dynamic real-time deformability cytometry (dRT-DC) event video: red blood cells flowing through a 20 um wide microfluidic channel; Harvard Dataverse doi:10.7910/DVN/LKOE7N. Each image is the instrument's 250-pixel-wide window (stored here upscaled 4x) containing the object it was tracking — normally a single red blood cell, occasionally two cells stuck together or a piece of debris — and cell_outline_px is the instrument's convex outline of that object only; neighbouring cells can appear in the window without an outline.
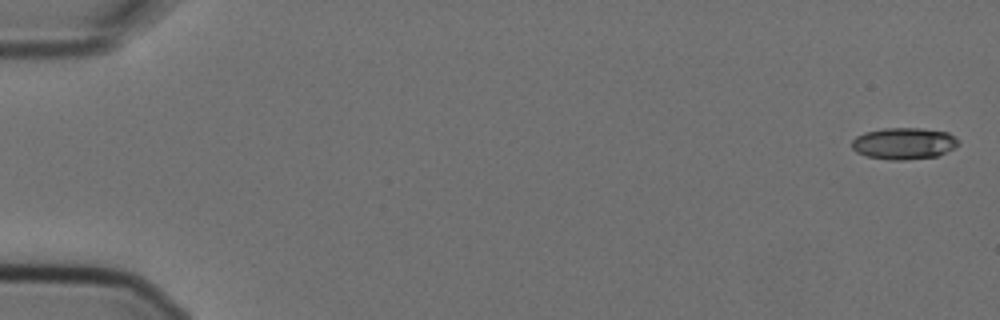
{"species": "Egyptian fruit bat (a non-hibernating species)", "species_latin": "Rousettus aegyptiacus", "temperature_condition": "cold", "stored_images_in_passage": 4, "camera_frame_rate_fps": 3000, "um_per_image_px": 0.085, "animal": {"sex": "female"}, "frame": {"image": 1, "passage_image": 1, "time_ms": 0.0, "image_size_px": [1000, 320], "cell_outline_px": [[960, 144], [956, 148], [936, 156], [904, 160], [888, 160], [868, 156], [856, 152], [852, 148], [852, 140], [856, 136], [864, 132], [884, 128], [920, 128], [948, 132], [960, 140]], "centroid_in_image_um": [76.85, 12.19], "position_along_channel_um": 8.1, "area_um2": 19.83}}